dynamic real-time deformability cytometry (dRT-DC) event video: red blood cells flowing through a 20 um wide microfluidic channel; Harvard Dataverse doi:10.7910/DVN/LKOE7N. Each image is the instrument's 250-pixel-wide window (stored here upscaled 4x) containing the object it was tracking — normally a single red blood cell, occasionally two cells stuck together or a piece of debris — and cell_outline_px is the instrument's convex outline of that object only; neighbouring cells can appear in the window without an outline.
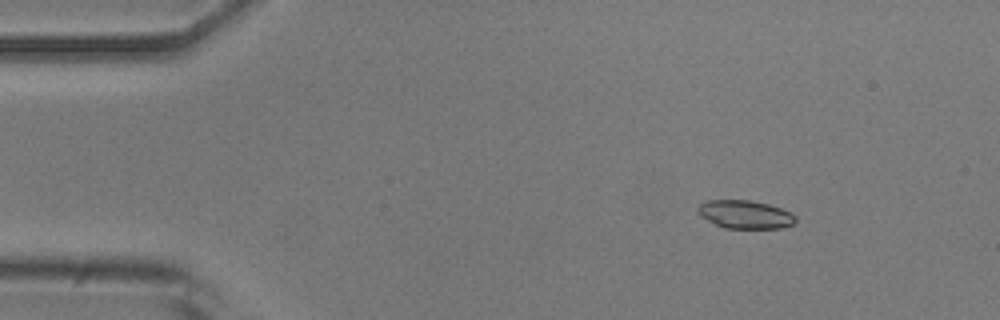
{"species": "common noctule bat (a hibernating species)", "species_latin": "Nyctalus noctula", "temperature_condition": "room temperature", "stored_images_in_passage": 5, "camera_frame_rate_fps": 3000, "um_per_image_px": 0.085, "animal": {"sex": "male", "body_mass_g": 20.5, "forearm_length_mm": 52.5}, "frame": {"image": 1, "passage_image": 2, "time_ms": 0.333, "image_size_px": [1000, 320], "cell_outline_px": [[796, 220], [792, 224], [780, 228], [724, 228], [700, 216], [696, 212], [696, 208], [700, 204], [708, 200], [752, 200], [768, 204], [792, 212], [796, 216]], "centroid_in_image_um": [63.32, 18.22], "position_along_channel_um": 21.7, "area_um2": 16.13}}
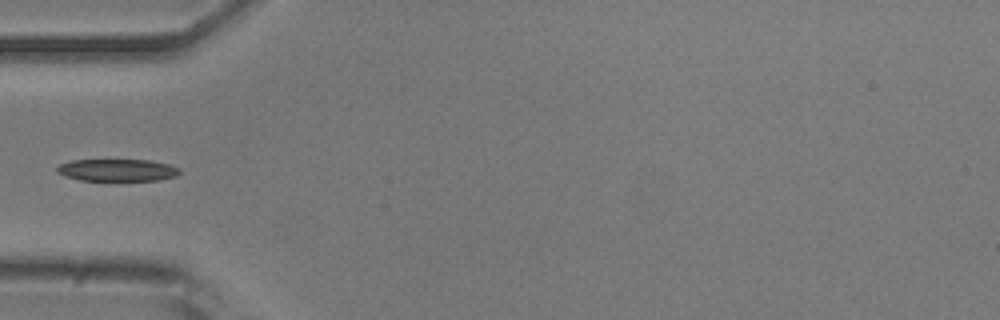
{"frame": {"image": 2, "passage_image": 5, "time_ms": 1.333, "image_size_px": [1000, 320], "cell_outline_px": [[180, 172], [176, 176], [156, 180], [80, 180], [64, 176], [56, 172], [56, 168], [60, 164], [72, 160], [148, 160], [168, 164], [180, 168]], "centroid_in_image_um": [9.94, 14.45], "position_along_channel_um": 75.1, "area_um2": 15.72}}